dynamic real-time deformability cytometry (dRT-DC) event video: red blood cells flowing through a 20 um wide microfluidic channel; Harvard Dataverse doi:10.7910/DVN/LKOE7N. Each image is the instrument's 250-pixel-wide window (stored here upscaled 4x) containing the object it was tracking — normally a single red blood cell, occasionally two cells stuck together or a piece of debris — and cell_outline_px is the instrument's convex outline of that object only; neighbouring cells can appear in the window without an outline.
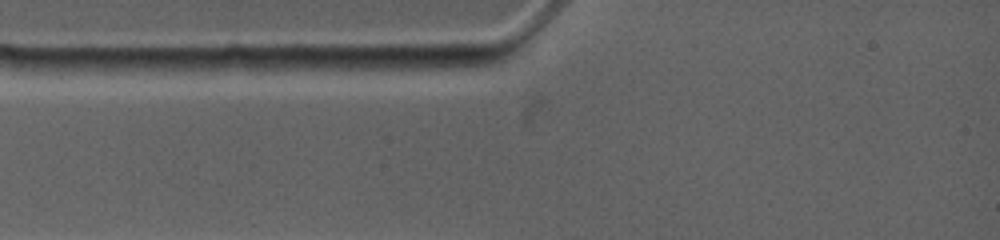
{"species": "common noctule bat (a hibernating species)", "species_latin": "Nyctalus noctula", "temperature_condition": "warm", "stored_images_in_passage": 5, "camera_frame_rate_fps": 4500, "um_per_image_px": 0.085, "animal": {"sex": "female", "body_mass_g": 19.0, "forearm_length_mm": 53.3}, "frame": {"image": 1, "passage_image": 1, "time_ms": 0.0, "image_size_px": [1000, 240], "cell_outline_px": [[492, 60], [488, 64], [460, 68], [400, 76], [324, 68], [332, 56], [476, 56]], "centroid_in_image_um": [34.26, 5.43], "position_along_channel_um": 50.7, "area_um2": 17.34}}